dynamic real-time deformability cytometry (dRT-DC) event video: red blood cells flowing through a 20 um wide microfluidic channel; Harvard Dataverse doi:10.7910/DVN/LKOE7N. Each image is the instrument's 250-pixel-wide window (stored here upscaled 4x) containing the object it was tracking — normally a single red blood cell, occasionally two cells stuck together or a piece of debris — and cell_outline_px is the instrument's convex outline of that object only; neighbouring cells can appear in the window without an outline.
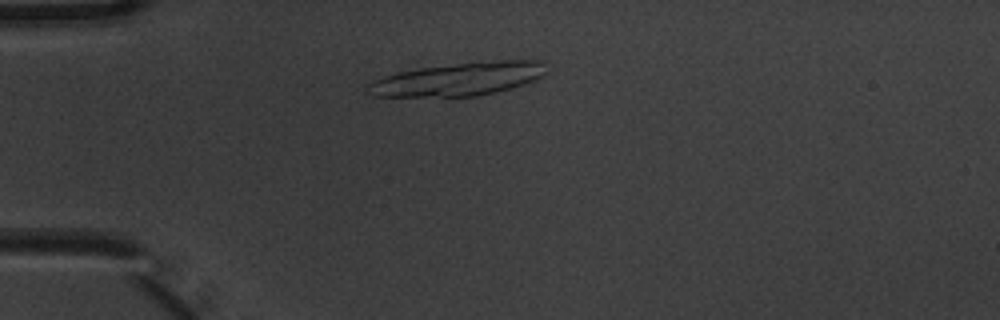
{"species": "common noctule bat (a hibernating species)", "species_latin": "Nyctalus noctula", "temperature_condition": "warm", "stored_images_in_passage": 6, "camera_frame_rate_fps": 3000, "um_per_image_px": 0.085, "animal": {"sex": "male", "body_mass_g": 20.1, "forearm_length_mm": 53.5}, "frame": {"image": 1, "passage_image": 3, "time_ms": 0.667, "image_size_px": [1000, 320], "cell_outline_px": [[548, 72], [524, 84], [496, 92], [476, 96], [372, 96], [364, 92], [364, 84], [372, 80], [384, 76], [400, 72], [420, 68], [456, 64], [500, 60], [544, 60]], "centroid_in_image_um": [38.93, 6.73], "position_along_channel_um": 46.1, "area_um2": 34.45}}